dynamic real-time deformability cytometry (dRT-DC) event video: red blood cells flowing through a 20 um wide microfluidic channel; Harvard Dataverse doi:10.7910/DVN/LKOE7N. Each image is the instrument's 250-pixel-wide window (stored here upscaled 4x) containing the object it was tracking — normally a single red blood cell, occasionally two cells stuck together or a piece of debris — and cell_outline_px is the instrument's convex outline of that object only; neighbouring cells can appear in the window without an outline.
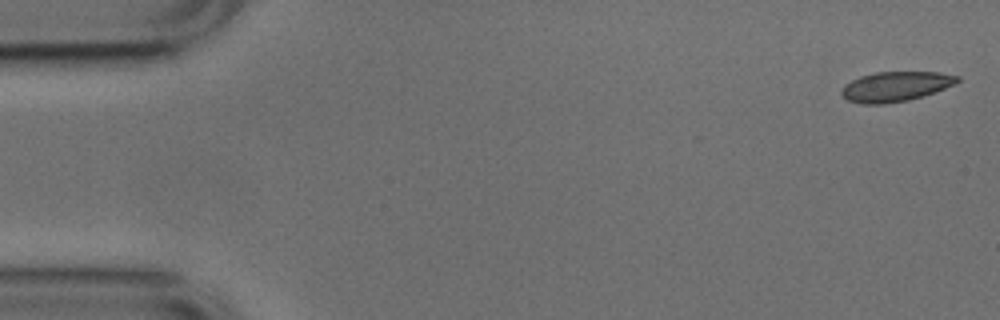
{"species": "common noctule bat (a hibernating species)", "species_latin": "Nyctalus noctula", "temperature_condition": "cold", "stored_images_in_passage": 52, "camera_frame_rate_fps": 3000, "um_per_image_px": 0.085, "animal": {"sex": "male", "body_mass_g": 17.9, "forearm_length_mm": 54.2}, "frame": {"image": 1, "passage_image": 1, "time_ms": 0.0, "image_size_px": [1000, 320], "cell_outline_px": [[960, 80], [956, 84], [908, 100], [884, 104], [864, 104], [848, 100], [840, 92], [844, 84], [860, 76], [876, 72], [940, 72], [960, 76]], "centroid_in_image_um": [76.12, 7.34], "position_along_channel_um": 8.9, "area_um2": 20.0}}
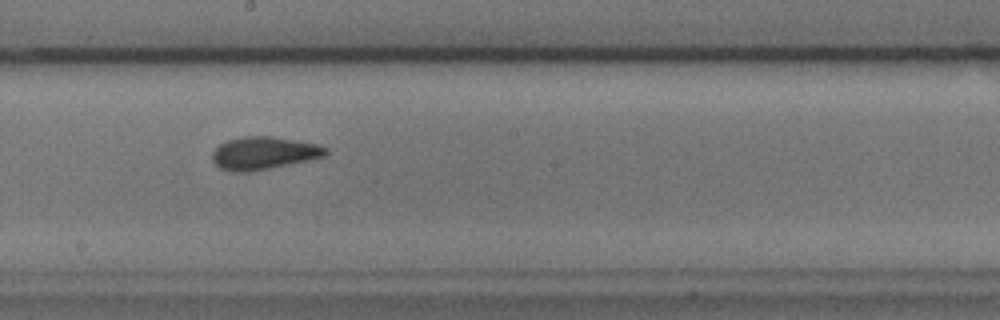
{"frame": {"image": 2, "passage_image": 28, "time_ms": 9.0, "image_size_px": [1000, 320], "cell_outline_px": [[328, 152], [324, 156], [308, 160], [268, 168], [244, 172], [236, 172], [220, 168], [212, 160], [212, 152], [220, 144], [228, 140], [244, 136], [272, 136], [316, 144], [328, 148]], "centroid_in_image_um": [22.4, 13.0], "position_along_channel_um": 225.8, "area_um2": 21.27}}
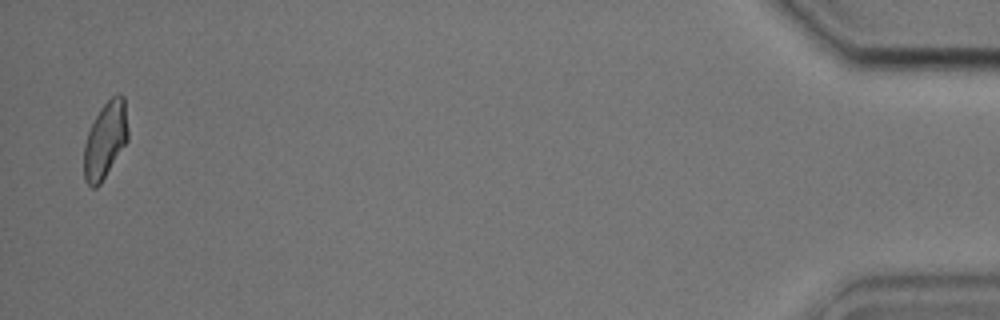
{"frame": {"image": 3, "passage_image": 51, "time_ms": 16.667, "image_size_px": [1000, 320], "cell_outline_px": [[128, 140], [100, 184], [96, 188], [92, 188], [84, 180], [84, 144], [88, 132], [100, 108], [112, 96], [124, 96], [128, 128]], "centroid_in_image_um": [8.94, 11.93], "position_along_channel_um": 426.3, "area_um2": 19.42}, "authors_computed_cell_mechanics": {"area_um2": 20.4323, "velocity_mm_per_s": 3.7841, "shape_relaxation_time_tau1_ms": 4.8322, "shape_relaxation_time_tau2_ms": 1.7074, "deformation_change_tau1": 0.1102, "deformation_change_tau2": 0.0687}}